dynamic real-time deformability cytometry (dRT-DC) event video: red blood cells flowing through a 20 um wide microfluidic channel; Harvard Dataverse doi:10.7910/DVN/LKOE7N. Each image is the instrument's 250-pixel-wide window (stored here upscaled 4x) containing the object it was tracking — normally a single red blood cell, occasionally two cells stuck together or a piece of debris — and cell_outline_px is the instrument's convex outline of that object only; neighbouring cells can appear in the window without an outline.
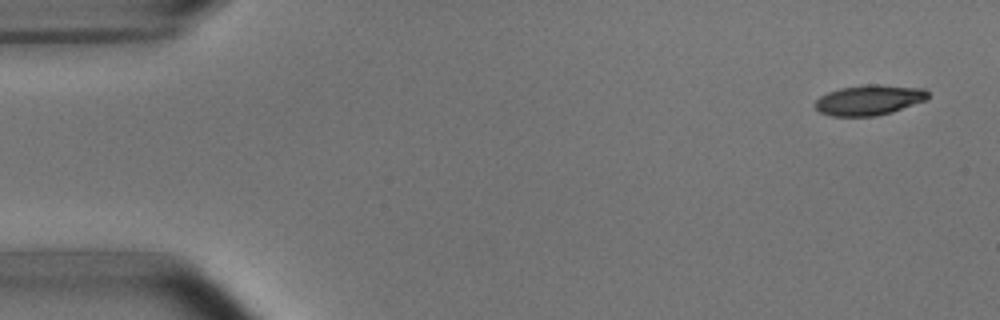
{"species": "common noctule bat (a hibernating species)", "species_latin": "Nyctalus noctula", "temperature_condition": "room temperature", "stored_images_in_passage": 10, "camera_frame_rate_fps": 3000, "um_per_image_px": 0.085, "animal": {"sex": "male", "body_mass_g": 15.6}, "frame": {"image": 1, "passage_image": 1, "time_ms": 0.0, "image_size_px": [1000, 320], "cell_outline_px": [[928, 96], [924, 100], [892, 112], [876, 116], [832, 116], [820, 112], [816, 108], [816, 100], [820, 96], [828, 92], [840, 88], [868, 84], [880, 84], [924, 88], [928, 92]], "centroid_in_image_um": [73.87, 8.49], "position_along_channel_um": 11.1, "area_um2": 19.77}}
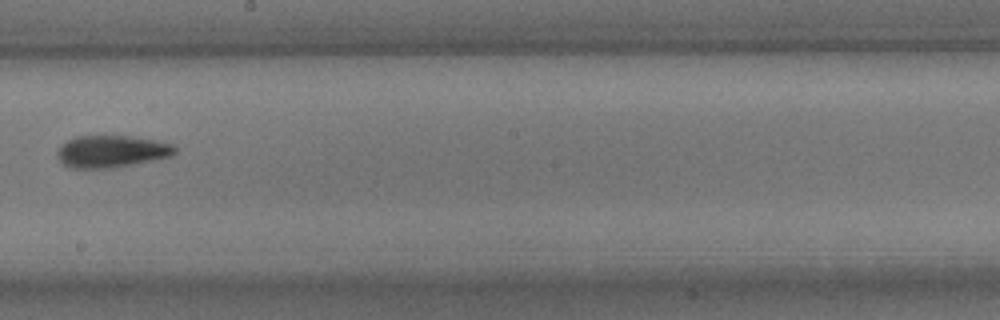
{"frame": {"image": 2, "passage_image": 9, "time_ms": 9.333, "image_size_px": [1000, 320], "cell_outline_px": [[176, 152], [168, 156], [128, 164], [104, 168], [72, 168], [64, 164], [56, 156], [56, 152], [68, 140], [76, 136], [128, 136], [156, 140], [172, 144], [176, 148]], "centroid_in_image_um": [9.43, 12.85], "position_along_channel_um": 238.8, "area_um2": 21.33}}
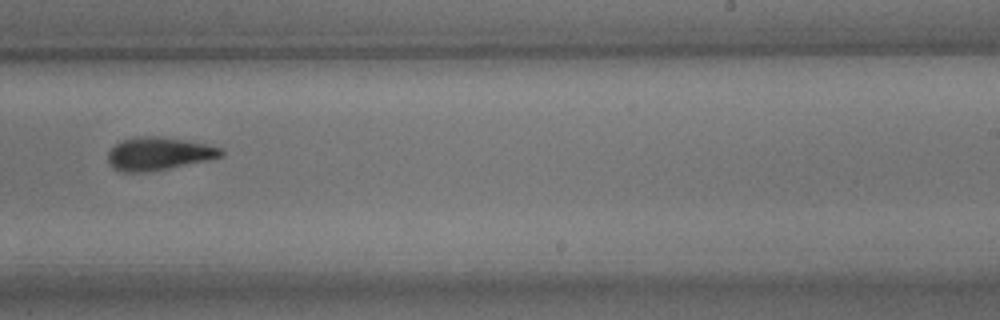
{"frame": {"image": 3, "passage_image": 10, "time_ms": 10.333, "image_size_px": [1000, 320], "cell_outline_px": [[224, 156], [212, 160], [148, 172], [120, 172], [112, 168], [108, 160], [108, 152], [120, 140], [140, 136], [156, 136], [184, 140], [224, 148]], "centroid_in_image_um": [13.51, 13.08], "position_along_channel_um": 275.5, "area_um2": 21.96}}